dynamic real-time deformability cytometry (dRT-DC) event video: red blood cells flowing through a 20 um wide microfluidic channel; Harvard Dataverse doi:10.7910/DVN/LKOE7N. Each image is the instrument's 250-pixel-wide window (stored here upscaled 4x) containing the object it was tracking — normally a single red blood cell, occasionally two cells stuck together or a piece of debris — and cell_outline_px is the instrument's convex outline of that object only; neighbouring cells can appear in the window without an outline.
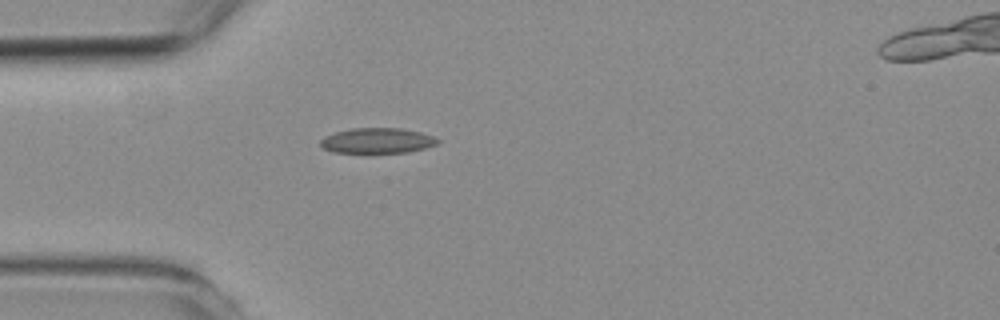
{"species": "common noctule bat (a hibernating species)", "species_latin": "Nyctalus noctula", "temperature_condition": "room temperature", "stored_images_in_passage": 28, "camera_frame_rate_fps": 3000, "um_per_image_px": 0.085, "animal": {"sex": "female", "body_mass_g": 19.3, "forearm_length_mm": 54.1}, "frame": {"image": 1, "passage_image": 1, "time_ms": 0.0, "image_size_px": [1000, 320], "cell_outline_px": [[440, 140], [436, 144], [424, 148], [408, 152], [368, 156], [332, 152], [324, 148], [320, 144], [320, 140], [324, 136], [336, 132], [352, 128], [400, 128], [420, 132], [432, 136]], "centroid_in_image_um": [32.01, 12.01], "position_along_channel_um": 53.0, "area_um2": 18.15}}
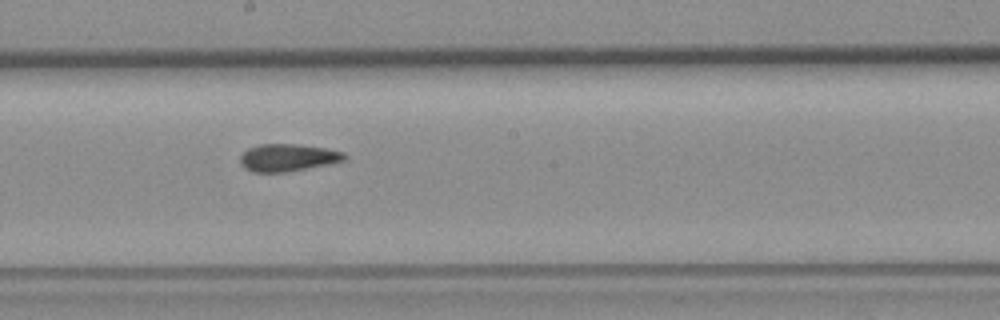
{"frame": {"image": 2, "passage_image": 15, "time_ms": 4.667, "image_size_px": [1000, 320], "cell_outline_px": [[348, 156], [344, 160], [328, 164], [288, 172], [252, 172], [244, 168], [240, 164], [240, 156], [248, 148], [260, 144], [296, 144], [324, 148], [344, 152]], "centroid_in_image_um": [24.44, 13.4], "position_along_channel_um": 223.8, "area_um2": 16.65}}
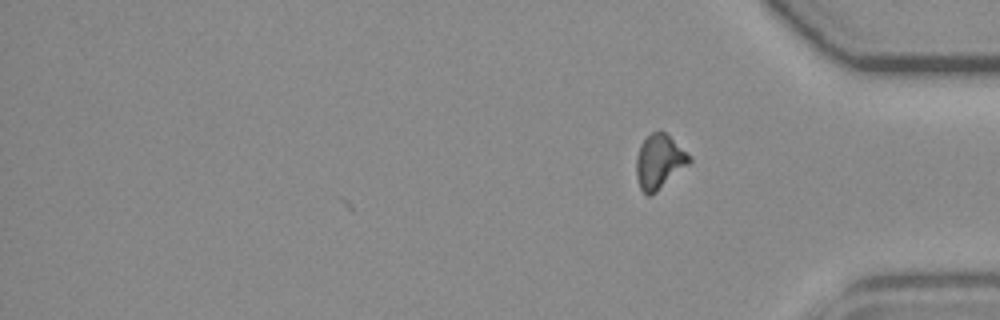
{"frame": {"image": 3, "passage_image": 28, "time_ms": 9.0, "image_size_px": [1000, 320], "cell_outline_px": [[692, 160], [688, 164], [656, 192], [648, 196], [640, 188], [636, 176], [636, 156], [640, 144], [652, 132], [664, 132]], "centroid_in_image_um": [55.98, 13.77], "position_along_channel_um": 379.2, "area_um2": 16.13}, "authors_computed_cell_mechanics": {"area_um2": 16.6464, "velocity_mm_per_s": 3.8011, "shape_relaxation_time_tau1_ms": null, "shape_relaxation_time_tau2_ms": 3.6919, "deformation_change_tau1": null, "deformation_change_tau2": 0.1044}}